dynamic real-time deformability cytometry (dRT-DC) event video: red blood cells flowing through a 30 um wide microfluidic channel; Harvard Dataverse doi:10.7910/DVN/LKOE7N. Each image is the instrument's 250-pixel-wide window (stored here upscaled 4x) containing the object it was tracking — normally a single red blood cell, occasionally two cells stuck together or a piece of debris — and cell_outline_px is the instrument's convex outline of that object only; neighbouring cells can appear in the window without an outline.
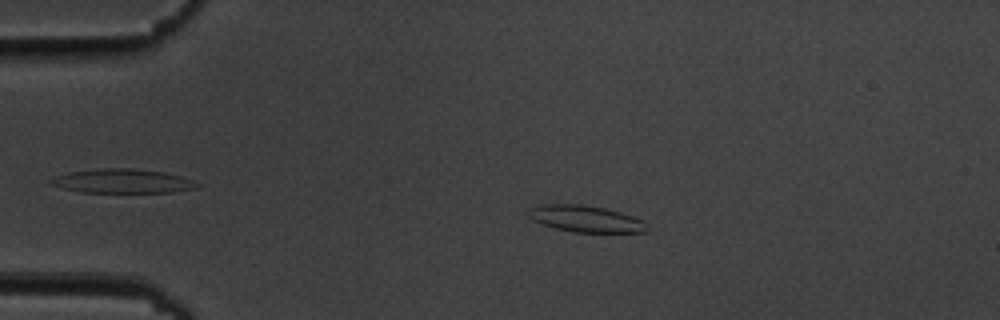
{"species": "common noctule bat (a hibernating species)", "species_latin": "Nyctalus noctula", "temperature_condition": "cold", "stored_images_in_passage": 54, "camera_frame_rate_fps": 3000, "um_per_image_px": 0.085, "animal": {"sex": "male", "body_mass_g": 19.5, "forearm_length_mm": 54.6}, "frame": {"image": 1, "passage_image": 11, "time_ms": 3.333, "image_size_px": [1000, 320], "cell_outline_px": [[648, 232], [572, 232], [556, 228], [532, 220], [528, 216], [528, 208], [544, 204], [584, 204], [604, 208], [620, 212], [632, 216], [648, 224]], "centroid_in_image_um": [49.77, 18.59], "position_along_channel_um": 35.2, "area_um2": 18.32}}
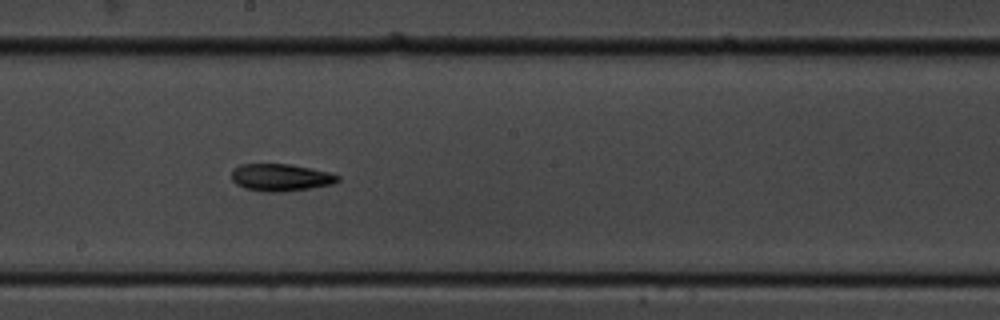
{"frame": {"image": 2, "passage_image": 30, "time_ms": 9.667, "image_size_px": [1000, 320], "cell_outline_px": [[340, 180], [332, 184], [308, 188], [280, 192], [268, 192], [244, 188], [236, 184], [232, 180], [232, 172], [240, 164], [288, 164], [328, 172], [340, 176]], "centroid_in_image_um": [23.84, 15.08], "position_along_channel_um": 224.4, "area_um2": 16.59}}
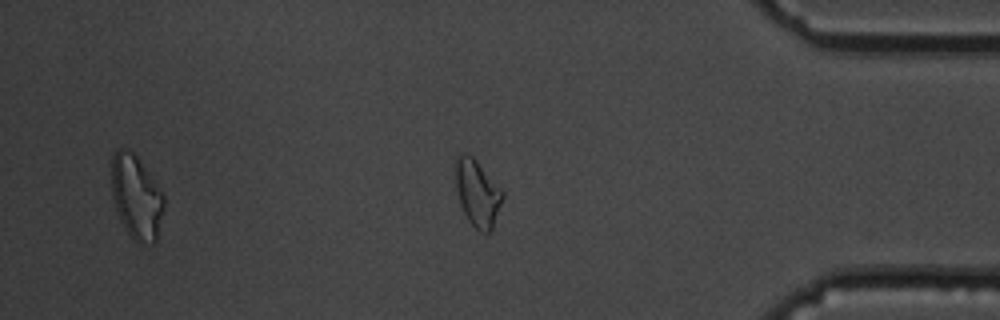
{"frame": {"image": 3, "passage_image": 46, "time_ms": 15.0, "image_size_px": [1000, 320], "cell_outline_px": [[504, 196], [492, 228], [488, 232], [480, 232], [468, 220], [460, 204], [456, 188], [456, 156], [460, 152], [468, 152], [476, 160], [504, 192]], "centroid_in_image_um": [40.57, 16.38], "position_along_channel_um": 394.6, "area_um2": 18.09}, "authors_computed_cell_mechanics": {"area_um2": 17.3978, "velocity_mm_per_s": 3.6488, "shape_relaxation_time_tau1_ms": 8.5152, "shape_relaxation_time_tau2_ms": 3.3696, "deformation_change_tau1": 0.1613, "deformation_change_tau2": 0.1103}}